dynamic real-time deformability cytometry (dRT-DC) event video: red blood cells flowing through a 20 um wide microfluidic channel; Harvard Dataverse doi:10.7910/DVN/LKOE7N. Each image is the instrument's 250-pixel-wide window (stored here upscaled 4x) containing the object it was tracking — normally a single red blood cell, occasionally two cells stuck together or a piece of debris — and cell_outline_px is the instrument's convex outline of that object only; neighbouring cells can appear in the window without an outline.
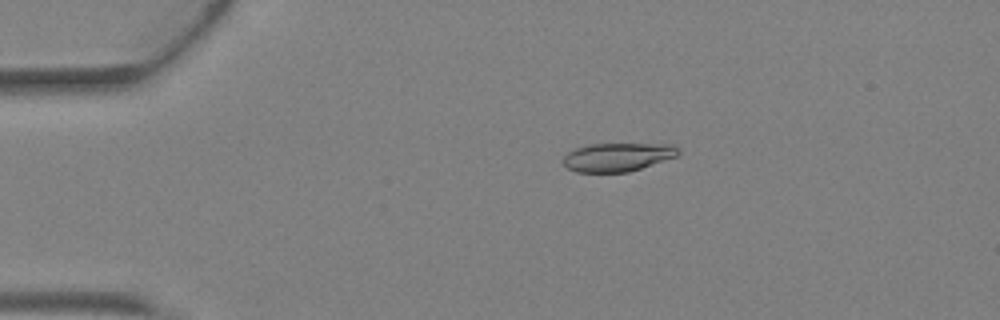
{"species": "Egyptian fruit bat (a non-hibernating species)", "species_latin": "Rousettus aegyptiacus", "temperature_condition": "warm", "stored_images_in_passage": 2, "camera_frame_rate_fps": 3000, "um_per_image_px": 0.085, "animal": {"sex": "female"}, "frame": {"image": 1, "passage_image": 1, "time_ms": 0.0, "image_size_px": [1000, 320], "cell_outline_px": [[680, 152], [676, 156], [628, 172], [576, 172], [568, 168], [564, 164], [564, 156], [568, 152], [576, 148], [588, 144], [672, 144]], "centroid_in_image_um": [52.46, 13.35], "position_along_channel_um": 32.5, "area_um2": 18.84}}